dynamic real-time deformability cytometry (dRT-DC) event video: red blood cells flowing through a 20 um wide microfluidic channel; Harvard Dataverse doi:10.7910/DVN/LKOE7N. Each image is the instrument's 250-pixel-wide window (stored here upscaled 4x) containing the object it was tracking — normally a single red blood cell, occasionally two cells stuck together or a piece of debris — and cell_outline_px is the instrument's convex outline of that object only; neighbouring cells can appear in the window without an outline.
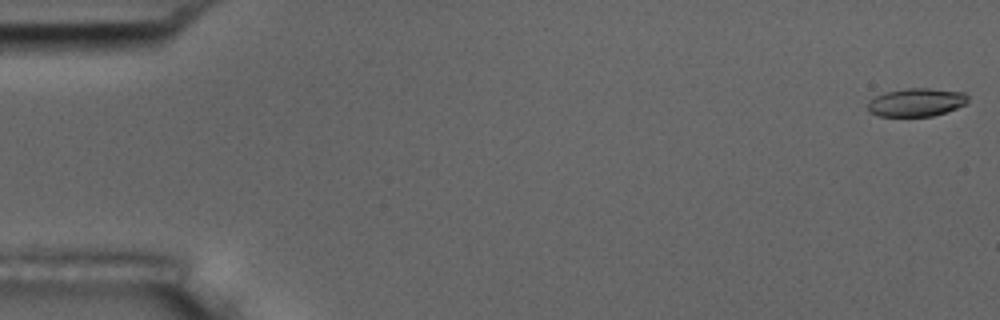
{"species": "common noctule bat (a hibernating species)", "species_latin": "Nyctalus noctula", "temperature_condition": "room temperature", "stored_images_in_passage": 10, "camera_frame_rate_fps": 3000, "um_per_image_px": 0.085, "animal": {"sex": "male", "body_mass_g": 17.5, "forearm_length_mm": 52.3}, "frame": {"image": 1, "passage_image": 1, "time_ms": 0.0, "image_size_px": [1000, 320], "cell_outline_px": [[968, 104], [932, 116], [880, 116], [868, 112], [868, 100], [884, 92], [908, 88], [928, 88], [964, 92], [968, 96]], "centroid_in_image_um": [77.88, 8.69], "position_along_channel_um": 7.1, "area_um2": 16.53}}
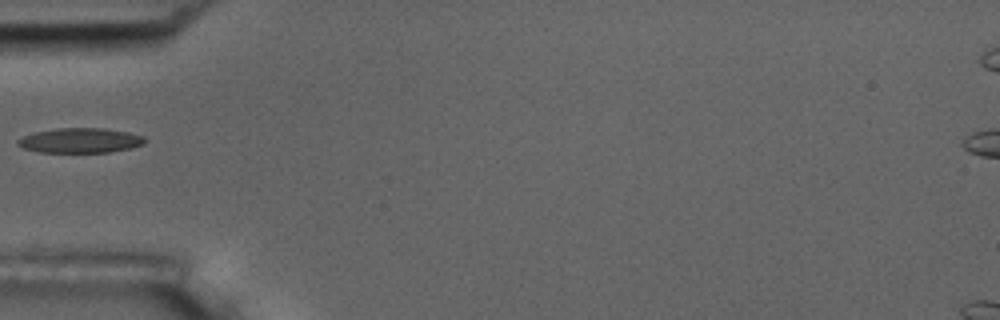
{"frame": {"image": 2, "passage_image": 6, "time_ms": 6.0, "image_size_px": [1000, 320], "cell_outline_px": [[144, 144], [132, 148], [108, 152], [40, 152], [24, 148], [16, 144], [16, 140], [32, 132], [56, 128], [104, 128], [128, 132], [144, 136]], "centroid_in_image_um": [6.8, 11.93], "position_along_channel_um": 78.2, "area_um2": 18.44}}
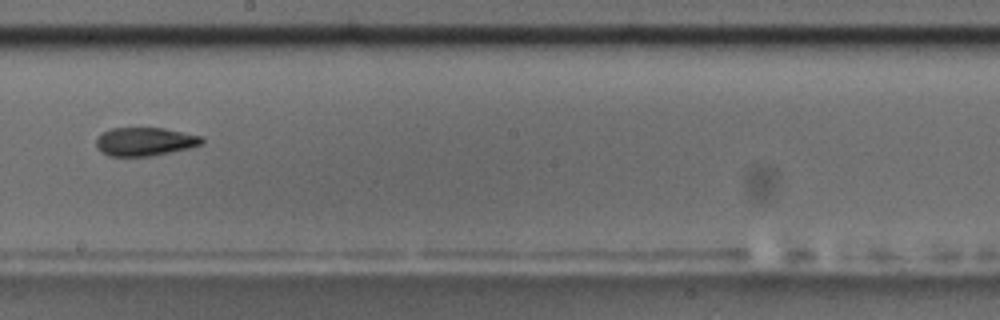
{"frame": {"image": 3, "passage_image": 10, "time_ms": 10.333, "image_size_px": [1000, 320], "cell_outline_px": [[204, 144], [188, 148], [152, 156], [108, 156], [100, 152], [96, 148], [96, 140], [104, 132], [112, 128], [164, 128], [204, 136]], "centroid_in_image_um": [12.34, 12.04], "position_along_channel_um": 235.9, "area_um2": 17.63}}